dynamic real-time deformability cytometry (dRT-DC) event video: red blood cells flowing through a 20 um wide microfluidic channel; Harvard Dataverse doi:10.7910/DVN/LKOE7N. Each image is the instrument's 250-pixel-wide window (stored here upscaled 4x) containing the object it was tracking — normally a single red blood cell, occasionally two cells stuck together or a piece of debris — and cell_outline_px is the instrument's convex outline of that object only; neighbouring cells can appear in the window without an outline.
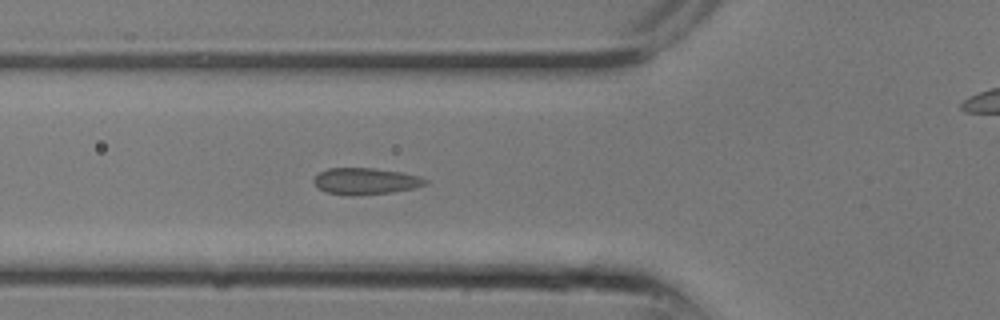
{"species": "common noctule bat (a hibernating species)", "species_latin": "Nyctalus noctula", "temperature_condition": "room temperature", "stored_images_in_passage": 9, "segment_of_instrument_passage": [1, 2], "camera_frame_rate_fps": 3000, "um_per_image_px": 0.085, "animal": {"sex": "male", "body_mass_g": 13.3}, "frame": {"image": 1, "passage_image": 8, "time_ms": 2.333, "image_size_px": [1000, 320], "cell_outline_px": [[428, 184], [412, 188], [392, 192], [352, 196], [348, 196], [328, 192], [320, 188], [312, 180], [320, 172], [328, 168], [372, 168], [400, 172], [420, 176], [428, 180]], "centroid_in_image_um": [31.09, 15.4], "position_along_channel_um": 94.7, "area_um2": 17.11}}